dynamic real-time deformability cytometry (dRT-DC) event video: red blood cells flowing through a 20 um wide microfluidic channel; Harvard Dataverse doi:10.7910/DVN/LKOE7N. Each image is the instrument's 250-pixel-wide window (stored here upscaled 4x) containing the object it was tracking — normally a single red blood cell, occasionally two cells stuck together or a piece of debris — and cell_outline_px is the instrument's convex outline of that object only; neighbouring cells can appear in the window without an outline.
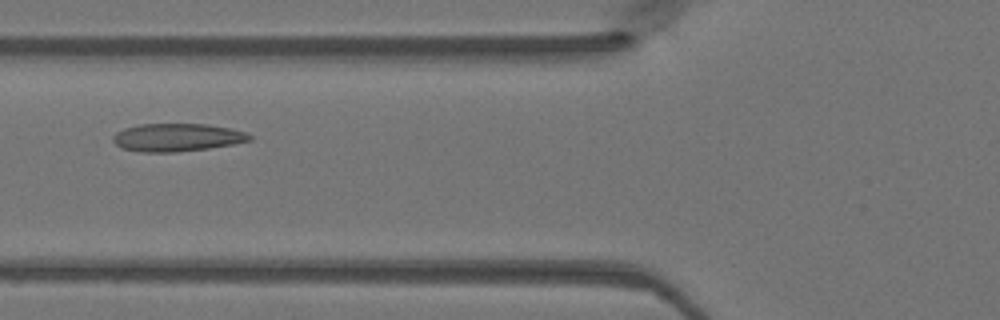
{"species": "Egyptian fruit bat (a non-hibernating species)", "species_latin": "Rousettus aegyptiacus", "temperature_condition": "warm", "stored_images_in_passage": 44, "camera_frame_rate_fps": 3000, "um_per_image_px": 0.085, "animal": {"sex": "female"}, "frame": {"image": 1, "passage_image": 14, "time_ms": 4.333, "image_size_px": [1000, 320], "cell_outline_px": [[252, 140], [232, 144], [208, 148], [176, 152], [140, 152], [120, 148], [112, 140], [112, 136], [116, 132], [124, 128], [140, 124], [208, 124], [228, 128], [244, 132], [252, 136]], "centroid_in_image_um": [15.0, 11.68], "position_along_channel_um": 110.8, "area_um2": 22.2}}
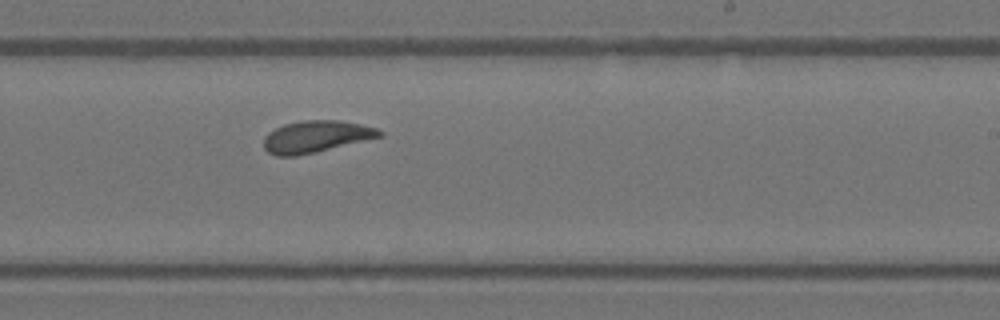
{"frame": {"image": 2, "passage_image": 25, "time_ms": 8.0, "image_size_px": [1000, 320], "cell_outline_px": [[384, 136], [296, 156], [276, 156], [268, 152], [264, 148], [264, 136], [268, 132], [284, 124], [304, 120], [336, 120], [360, 124], [376, 128], [384, 132]], "centroid_in_image_um": [26.85, 11.61], "position_along_channel_um": 262.2, "area_um2": 21.33}}
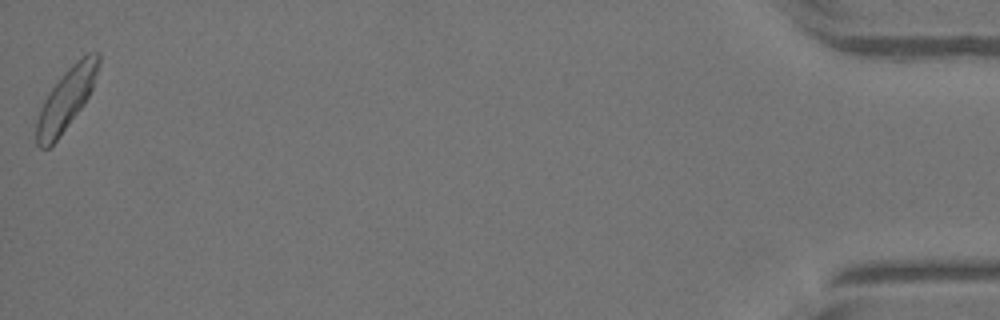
{"frame": {"image": 3, "passage_image": 44, "time_ms": 14.333, "image_size_px": [1000, 320], "cell_outline_px": [[100, 64], [92, 88], [84, 104], [56, 140], [48, 148], [40, 148], [36, 144], [36, 120], [40, 108], [48, 92], [64, 72], [76, 60], [88, 52], [100, 52]], "centroid_in_image_um": [5.62, 8.4], "position_along_channel_um": 429.6, "area_um2": 22.08}}